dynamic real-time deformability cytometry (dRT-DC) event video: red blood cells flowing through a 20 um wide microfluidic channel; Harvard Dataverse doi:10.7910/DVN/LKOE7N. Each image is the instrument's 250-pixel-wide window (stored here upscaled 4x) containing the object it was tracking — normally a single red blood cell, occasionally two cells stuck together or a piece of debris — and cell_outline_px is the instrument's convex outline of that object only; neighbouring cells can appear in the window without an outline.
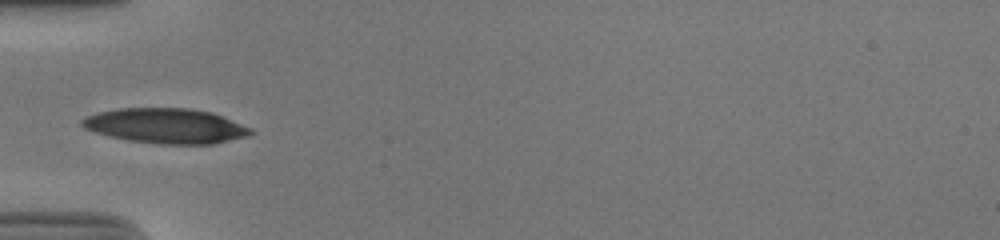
{"species": "human", "species_latin": "Homo sapiens", "temperature_condition": "cold", "stored_images_in_passage": 36, "camera_frame_rate_fps": 3000, "um_per_image_px": 0.085, "donor": {"sex": "male"}, "frame": {"image": 1, "passage_image": 1, "time_ms": 0.0, "image_size_px": [1000, 240], "cell_outline_px": [[252, 132], [248, 136], [212, 144], [160, 144], [128, 140], [108, 136], [84, 128], [80, 124], [80, 120], [96, 112], [120, 108], [192, 108], [212, 112], [252, 128]], "centroid_in_image_um": [14.08, 10.69], "position_along_channel_um": 70.9, "area_um2": 34.45}}
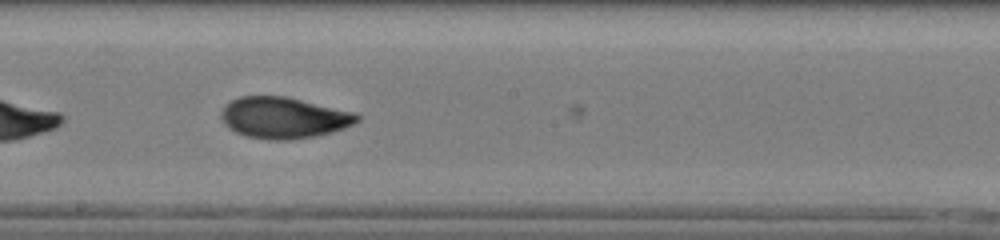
{"frame": {"image": 2, "passage_image": 13, "time_ms": 4.0, "image_size_px": [1000, 240], "cell_outline_px": [[360, 120], [344, 128], [332, 132], [312, 136], [288, 140], [268, 140], [244, 136], [228, 128], [224, 124], [220, 116], [220, 112], [224, 104], [240, 96], [288, 96], [356, 112], [360, 116]], "centroid_in_image_um": [24.1, 10.0], "position_along_channel_um": 224.1, "area_um2": 33.06}}
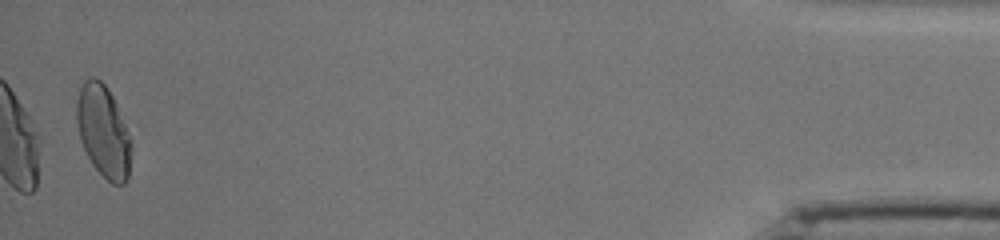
{"frame": {"image": 3, "passage_image": 35, "time_ms": 11.333, "image_size_px": [1000, 240], "cell_outline_px": [[132, 148], [128, 180], [124, 184], [112, 184], [92, 164], [84, 148], [80, 136], [76, 120], [76, 104], [80, 88], [84, 80], [92, 76], [96, 76], [108, 88], [116, 104], [132, 144]], "centroid_in_image_um": [8.79, 11.16], "position_along_channel_um": 426.4, "area_um2": 29.02}, "authors_computed_cell_mechanics": {"area_um2": 31.7611, "velocity_mm_per_s": 3.8506, "shape_relaxation_time_tau1_ms": 6.2028, "shape_relaxation_time_tau2_ms": 1.8004, "deformation_change_tau1": 0.1966, "deformation_change_tau2": 0.0704}}